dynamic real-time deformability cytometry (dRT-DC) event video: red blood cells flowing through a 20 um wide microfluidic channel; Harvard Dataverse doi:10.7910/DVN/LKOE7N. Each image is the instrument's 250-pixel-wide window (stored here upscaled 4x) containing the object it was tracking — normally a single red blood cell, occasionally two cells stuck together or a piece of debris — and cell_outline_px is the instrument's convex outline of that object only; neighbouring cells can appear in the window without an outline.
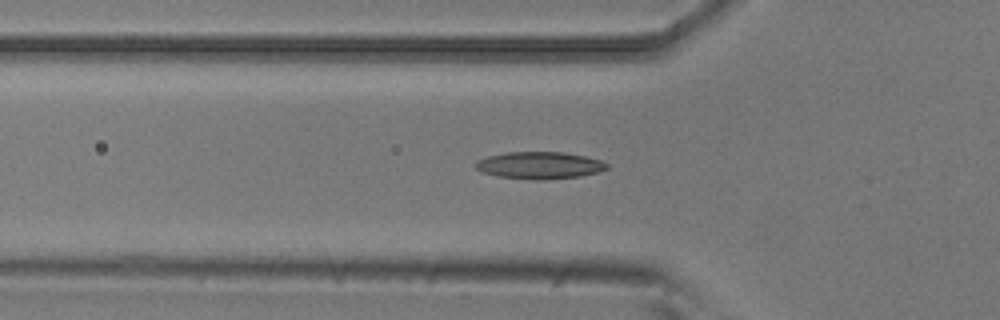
{"species": "common noctule bat (a hibernating species)", "species_latin": "Nyctalus noctula", "temperature_condition": "room temperature", "stored_images_in_passage": 32, "camera_frame_rate_fps": 3000, "um_per_image_px": 0.085, "animal": {"sex": "male", "body_mass_g": 20.5, "forearm_length_mm": 52.5}, "frame": {"image": 1, "passage_image": 6, "time_ms": 1.667, "image_size_px": [1000, 320], "cell_outline_px": [[608, 168], [600, 172], [580, 176], [544, 180], [536, 180], [496, 176], [480, 172], [476, 168], [476, 160], [488, 156], [508, 152], [564, 152], [584, 156], [600, 160], [608, 164]], "centroid_in_image_um": [45.85, 14.06], "position_along_channel_um": 79.9, "area_um2": 20.81}}
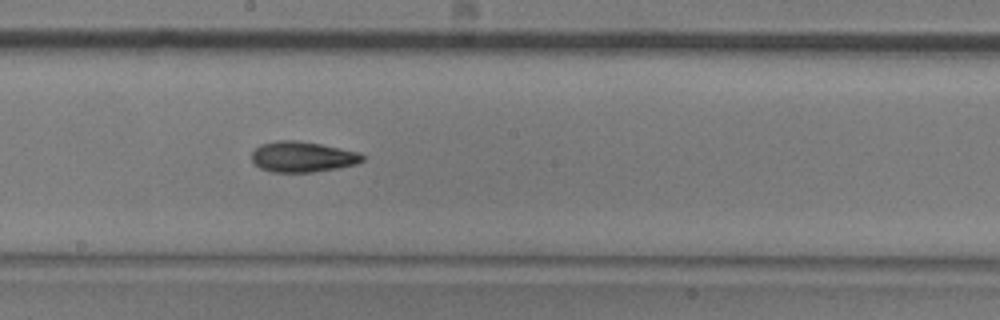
{"frame": {"image": 2, "passage_image": 17, "time_ms": 5.333, "image_size_px": [1000, 320], "cell_outline_px": [[364, 160], [356, 164], [336, 168], [312, 172], [272, 172], [260, 168], [252, 164], [252, 152], [260, 144], [276, 140], [296, 140], [320, 144], [340, 148], [356, 152], [364, 156]], "centroid_in_image_um": [25.66, 13.33], "position_along_channel_um": 222.5, "area_um2": 19.71}}
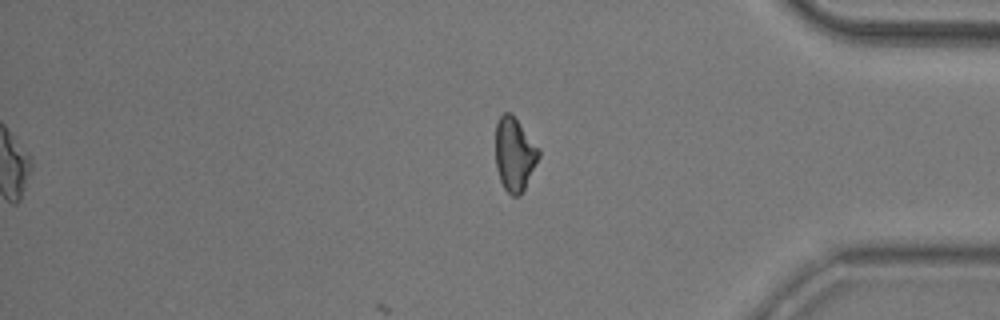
{"frame": {"image": 3, "passage_image": 32, "time_ms": 10.333, "image_size_px": [1000, 320], "cell_outline_px": [[540, 156], [520, 196], [512, 196], [504, 188], [500, 180], [496, 168], [496, 124], [500, 116], [504, 112], [512, 112], [540, 148]], "centroid_in_image_um": [43.74, 13.07], "position_along_channel_um": 391.5, "area_um2": 18.67}, "authors_computed_cell_mechanics": {"area_um2": 19.1318, "velocity_mm_per_s": 3.8538, "shape_relaxation_time_tau1_ms": 7.9643, "shape_relaxation_time_tau2_ms": 4.4736, "deformation_change_tau1": 0.206, "deformation_change_tau2": 0.1255}}